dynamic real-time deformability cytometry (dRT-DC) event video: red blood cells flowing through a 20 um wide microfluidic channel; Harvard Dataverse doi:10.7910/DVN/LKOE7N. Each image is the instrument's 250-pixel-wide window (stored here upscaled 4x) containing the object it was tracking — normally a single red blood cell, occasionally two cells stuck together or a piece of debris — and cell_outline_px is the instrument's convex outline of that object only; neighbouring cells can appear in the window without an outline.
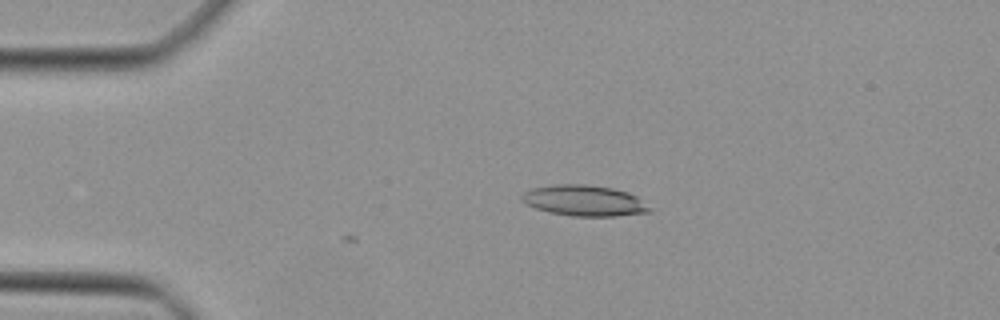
{"species": "Egyptian fruit bat (a non-hibernating species)", "species_latin": "Rousettus aegyptiacus", "temperature_condition": "cold", "stored_images_in_passage": 3, "camera_frame_rate_fps": 3000, "um_per_image_px": 0.085, "animal": {"sex": "female"}, "frame": {"image": 1, "passage_image": 3, "time_ms": 0.667, "image_size_px": [1000, 320], "cell_outline_px": [[652, 212], [616, 216], [572, 216], [548, 212], [536, 208], [520, 200], [520, 196], [524, 192], [532, 188], [552, 184], [584, 184], [612, 188], [628, 192], [636, 196], [652, 208]], "centroid_in_image_um": [49.66, 17.05], "position_along_channel_um": 35.3, "area_um2": 23.06}}